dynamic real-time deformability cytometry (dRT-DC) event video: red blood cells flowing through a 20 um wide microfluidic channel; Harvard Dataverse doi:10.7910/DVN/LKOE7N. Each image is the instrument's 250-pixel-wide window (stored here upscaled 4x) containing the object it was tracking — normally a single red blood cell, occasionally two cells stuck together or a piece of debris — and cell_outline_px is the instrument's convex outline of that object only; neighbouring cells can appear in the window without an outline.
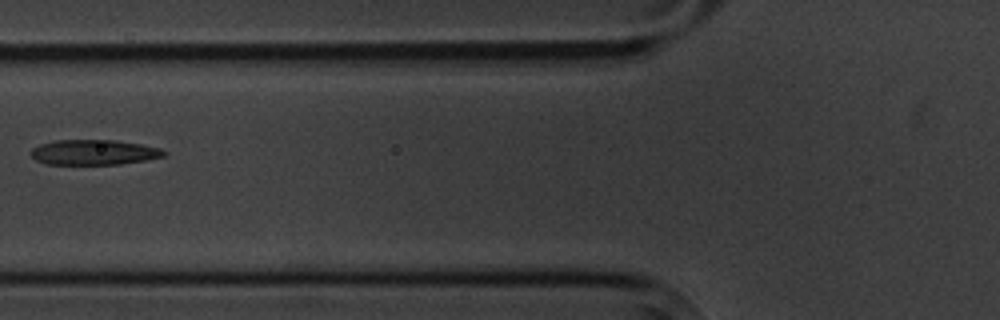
{"species": "common noctule bat (a hibernating species)", "species_latin": "Nyctalus noctula", "temperature_condition": "cold", "stored_images_in_passage": 3, "camera_frame_rate_fps": 3000, "um_per_image_px": 0.085, "animal": {"sex": "male", "body_mass_g": 20.1, "forearm_length_mm": 53.5}, "frame": {"image": 1, "passage_image": 3, "time_ms": 2.0, "image_size_px": [1000, 320], "cell_outline_px": [[168, 152], [164, 156], [148, 160], [120, 164], [44, 164], [36, 160], [28, 152], [32, 148], [40, 144], [56, 140], [116, 140], [140, 144], [160, 148]], "centroid_in_image_um": [7.98, 12.94], "position_along_channel_um": 117.8, "area_um2": 19.65}}